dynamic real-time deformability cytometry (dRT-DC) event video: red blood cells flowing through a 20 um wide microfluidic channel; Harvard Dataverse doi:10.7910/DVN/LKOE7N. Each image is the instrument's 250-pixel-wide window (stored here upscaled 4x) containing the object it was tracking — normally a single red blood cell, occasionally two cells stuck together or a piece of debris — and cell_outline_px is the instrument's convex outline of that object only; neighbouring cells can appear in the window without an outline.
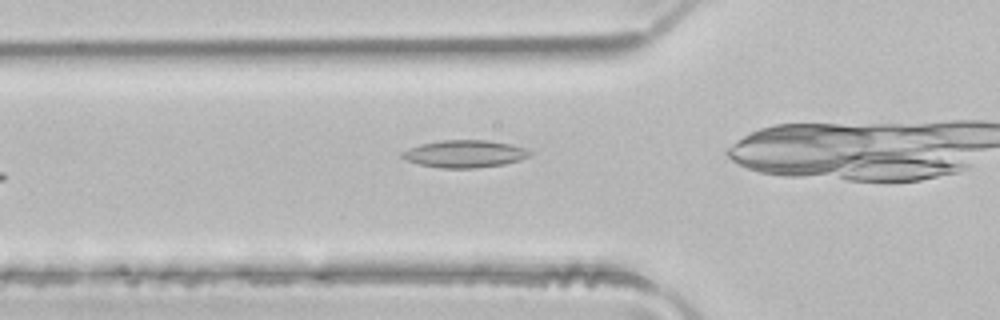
{"species": "common noctule bat (a hibernating species)", "species_latin": "Nyctalus noctula", "temperature_condition": "room temperature", "stored_images_in_passage": 5, "camera_frame_rate_fps": 3000, "um_per_image_px": 0.085, "animal": {"sex": "male", "body_mass_g": 21.5, "forearm_length_mm": 52.0}, "frame": {"image": 1, "passage_image": 4, "time_ms": 1.0, "image_size_px": [1000, 320], "cell_outline_px": [[532, 152], [528, 156], [520, 160], [504, 164], [472, 168], [440, 168], [420, 164], [404, 160], [400, 156], [400, 152], [408, 148], [420, 144], [440, 140], [488, 140], [512, 144], [528, 148]], "centroid_in_image_um": [39.48, 13.06], "position_along_channel_um": 86.3, "area_um2": 20.58}}